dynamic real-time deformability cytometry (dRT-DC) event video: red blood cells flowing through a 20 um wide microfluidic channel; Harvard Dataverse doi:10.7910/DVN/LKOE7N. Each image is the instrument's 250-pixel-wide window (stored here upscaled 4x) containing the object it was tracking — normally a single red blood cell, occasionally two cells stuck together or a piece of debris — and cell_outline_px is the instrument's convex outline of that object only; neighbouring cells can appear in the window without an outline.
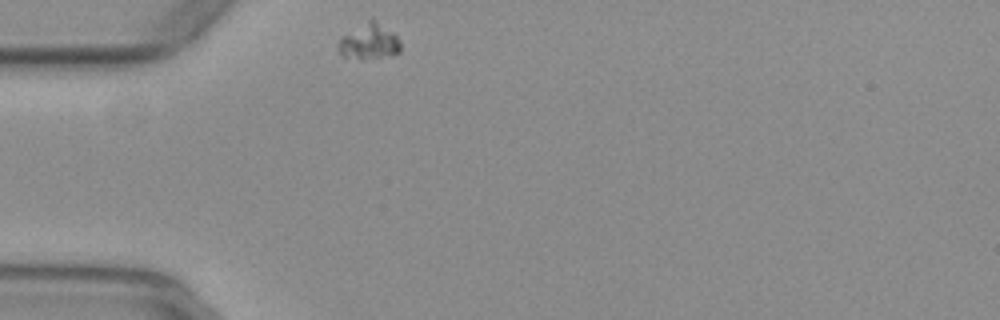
{"species": "common noctule bat (a hibernating species)", "species_latin": "Nyctalus noctula", "temperature_condition": "warm", "stored_images_in_passage": 31, "camera_frame_rate_fps": 3000, "um_per_image_px": 0.085, "animal": {"sex": "female", "body_mass_g": 29.2, "forearm_length_mm": 56.3}, "frame": {"image": 1, "passage_image": 1, "time_ms": 0.0, "image_size_px": [1000, 320], "cell_outline_px": [[400, 52], [392, 56], [360, 60], [344, 56], [340, 52], [340, 40], [344, 36], [368, 20], [372, 20], [392, 32], [400, 40]], "centroid_in_image_um": [31.43, 3.6], "position_along_channel_um": 53.6, "area_um2": 12.43}}
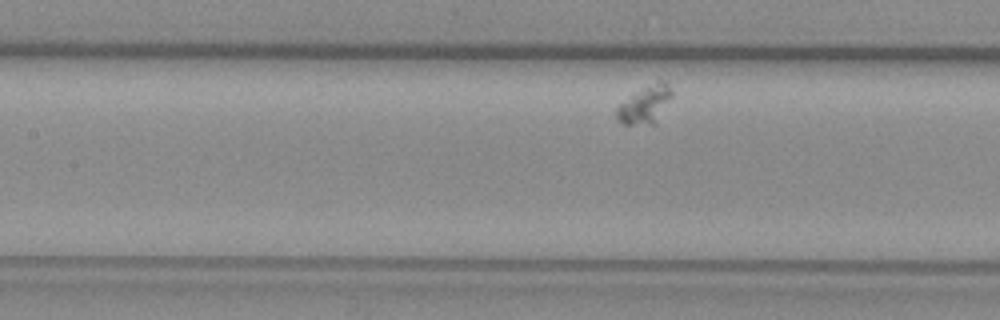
{"frame": {"image": 2, "passage_image": 11, "time_ms": 3.333, "image_size_px": [1000, 320], "cell_outline_px": [[672, 96], [656, 124], [620, 124], [616, 120], [616, 108], [620, 104], [644, 88], [660, 80], [664, 80], [668, 84], [672, 92]], "centroid_in_image_um": [54.84, 8.93], "position_along_channel_um": 152.6, "area_um2": 11.85}}
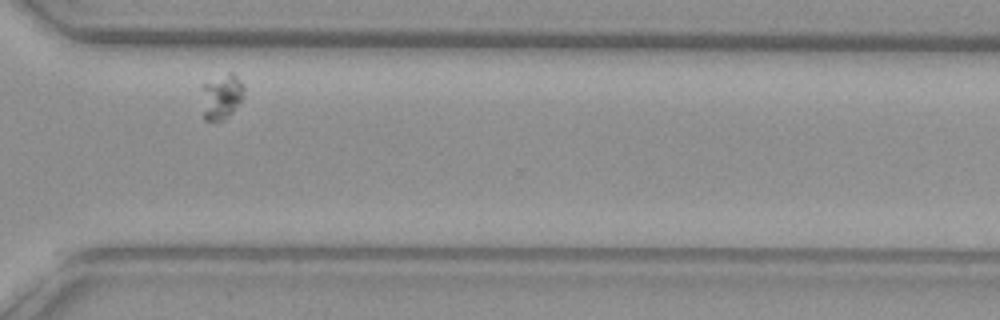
{"frame": {"image": 3, "passage_image": 28, "time_ms": 9.0, "image_size_px": [1000, 320], "cell_outline_px": [[244, 96], [232, 112], [224, 120], [204, 120], [200, 84], [228, 72], [232, 72], [244, 84]], "centroid_in_image_um": [18.81, 8.18], "position_along_channel_um": 351.8, "area_um2": 11.39}}